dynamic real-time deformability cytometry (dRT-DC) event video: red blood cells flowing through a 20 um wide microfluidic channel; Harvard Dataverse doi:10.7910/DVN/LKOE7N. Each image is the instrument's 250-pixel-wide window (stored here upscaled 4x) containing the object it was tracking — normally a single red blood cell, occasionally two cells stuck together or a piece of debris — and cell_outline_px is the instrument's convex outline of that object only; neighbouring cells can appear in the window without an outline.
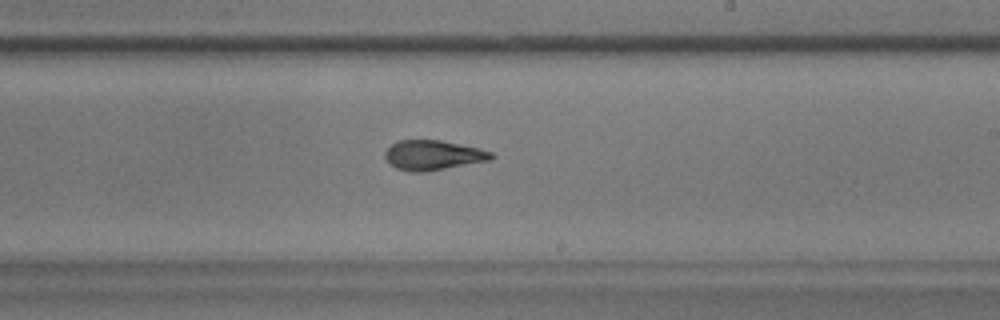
{"species": "common noctule bat (a hibernating species)", "species_latin": "Nyctalus noctula", "temperature_condition": "warm", "stored_images_in_passage": 29, "camera_frame_rate_fps": 3000, "um_per_image_px": 0.085, "animal": {"sex": "male", "body_mass_g": 17.9}, "frame": {"image": 1, "passage_image": 16, "time_ms": 5.0, "image_size_px": [1000, 320], "cell_outline_px": [[496, 156], [492, 160], [424, 172], [412, 172], [396, 168], [384, 156], [384, 152], [392, 144], [400, 140], [440, 140], [476, 148], [492, 152]], "centroid_in_image_um": [36.82, 13.19], "position_along_channel_um": 252.2, "area_um2": 18.26}}
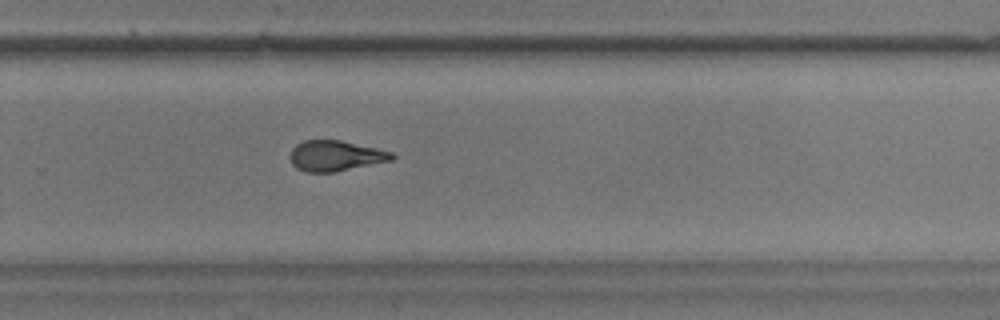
{"frame": {"image": 2, "passage_image": 20, "time_ms": 6.333, "image_size_px": [1000, 320], "cell_outline_px": [[396, 156], [392, 160], [336, 172], [308, 172], [296, 168], [292, 164], [288, 156], [292, 148], [296, 144], [304, 140], [340, 140], [376, 148], [392, 152]], "centroid_in_image_um": [28.49, 13.24], "position_along_channel_um": 301.3, "area_um2": 18.21}}